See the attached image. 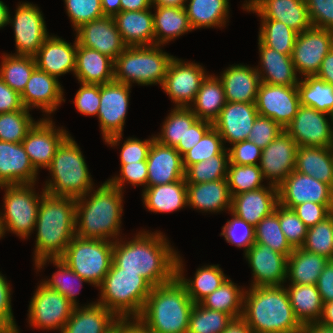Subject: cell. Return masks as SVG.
<instances>
[{"label": "cell", "instance_id": "obj_1", "mask_svg": "<svg viewBox=\"0 0 333 333\" xmlns=\"http://www.w3.org/2000/svg\"><path fill=\"white\" fill-rule=\"evenodd\" d=\"M159 231H141L130 241L113 242V262L121 272H137L153 287L176 277L178 252Z\"/></svg>", "mask_w": 333, "mask_h": 333}, {"label": "cell", "instance_id": "obj_2", "mask_svg": "<svg viewBox=\"0 0 333 333\" xmlns=\"http://www.w3.org/2000/svg\"><path fill=\"white\" fill-rule=\"evenodd\" d=\"M122 194L107 180L97 190L91 189L86 195L76 198V236L116 241L123 213Z\"/></svg>", "mask_w": 333, "mask_h": 333}, {"label": "cell", "instance_id": "obj_3", "mask_svg": "<svg viewBox=\"0 0 333 333\" xmlns=\"http://www.w3.org/2000/svg\"><path fill=\"white\" fill-rule=\"evenodd\" d=\"M194 304L175 277L152 288L141 314L134 321L148 333H187Z\"/></svg>", "mask_w": 333, "mask_h": 333}, {"label": "cell", "instance_id": "obj_4", "mask_svg": "<svg viewBox=\"0 0 333 333\" xmlns=\"http://www.w3.org/2000/svg\"><path fill=\"white\" fill-rule=\"evenodd\" d=\"M76 198L42 196L36 225L34 263L45 258H60L76 235Z\"/></svg>", "mask_w": 333, "mask_h": 333}, {"label": "cell", "instance_id": "obj_5", "mask_svg": "<svg viewBox=\"0 0 333 333\" xmlns=\"http://www.w3.org/2000/svg\"><path fill=\"white\" fill-rule=\"evenodd\" d=\"M241 318L254 333H301L303 328L284 285L245 290Z\"/></svg>", "mask_w": 333, "mask_h": 333}, {"label": "cell", "instance_id": "obj_6", "mask_svg": "<svg viewBox=\"0 0 333 333\" xmlns=\"http://www.w3.org/2000/svg\"><path fill=\"white\" fill-rule=\"evenodd\" d=\"M100 289L97 301L121 321H134L144 307L153 286L137 272H121L113 261Z\"/></svg>", "mask_w": 333, "mask_h": 333}, {"label": "cell", "instance_id": "obj_7", "mask_svg": "<svg viewBox=\"0 0 333 333\" xmlns=\"http://www.w3.org/2000/svg\"><path fill=\"white\" fill-rule=\"evenodd\" d=\"M47 169L52 179L45 182V193L79 198L94 188L85 158L70 134L57 147Z\"/></svg>", "mask_w": 333, "mask_h": 333}, {"label": "cell", "instance_id": "obj_8", "mask_svg": "<svg viewBox=\"0 0 333 333\" xmlns=\"http://www.w3.org/2000/svg\"><path fill=\"white\" fill-rule=\"evenodd\" d=\"M173 58L159 45L126 47L114 61V81L162 86Z\"/></svg>", "mask_w": 333, "mask_h": 333}, {"label": "cell", "instance_id": "obj_9", "mask_svg": "<svg viewBox=\"0 0 333 333\" xmlns=\"http://www.w3.org/2000/svg\"><path fill=\"white\" fill-rule=\"evenodd\" d=\"M76 274L98 287L113 260V242L74 236L60 257Z\"/></svg>", "mask_w": 333, "mask_h": 333}, {"label": "cell", "instance_id": "obj_10", "mask_svg": "<svg viewBox=\"0 0 333 333\" xmlns=\"http://www.w3.org/2000/svg\"><path fill=\"white\" fill-rule=\"evenodd\" d=\"M35 184L3 185L4 213H0V220L4 234L7 231L15 233L19 238L27 239L35 229L37 213L42 195L34 190ZM34 188V189H33ZM39 195V196H38Z\"/></svg>", "mask_w": 333, "mask_h": 333}, {"label": "cell", "instance_id": "obj_11", "mask_svg": "<svg viewBox=\"0 0 333 333\" xmlns=\"http://www.w3.org/2000/svg\"><path fill=\"white\" fill-rule=\"evenodd\" d=\"M130 85L112 81L100 85V106L98 119L105 142L118 146L123 135L127 115Z\"/></svg>", "mask_w": 333, "mask_h": 333}, {"label": "cell", "instance_id": "obj_12", "mask_svg": "<svg viewBox=\"0 0 333 333\" xmlns=\"http://www.w3.org/2000/svg\"><path fill=\"white\" fill-rule=\"evenodd\" d=\"M74 308L65 296L48 288L41 281L30 300L29 324L42 330L62 331Z\"/></svg>", "mask_w": 333, "mask_h": 333}, {"label": "cell", "instance_id": "obj_13", "mask_svg": "<svg viewBox=\"0 0 333 333\" xmlns=\"http://www.w3.org/2000/svg\"><path fill=\"white\" fill-rule=\"evenodd\" d=\"M332 48L331 30L312 26L299 33L291 55L296 72L304 77L316 75L323 59Z\"/></svg>", "mask_w": 333, "mask_h": 333}, {"label": "cell", "instance_id": "obj_14", "mask_svg": "<svg viewBox=\"0 0 333 333\" xmlns=\"http://www.w3.org/2000/svg\"><path fill=\"white\" fill-rule=\"evenodd\" d=\"M205 73L201 65L174 57L161 87L176 104L175 107L189 108L207 76Z\"/></svg>", "mask_w": 333, "mask_h": 333}, {"label": "cell", "instance_id": "obj_15", "mask_svg": "<svg viewBox=\"0 0 333 333\" xmlns=\"http://www.w3.org/2000/svg\"><path fill=\"white\" fill-rule=\"evenodd\" d=\"M13 18L9 12L8 24L14 27L17 55L34 56L49 36L42 12L34 4L20 2Z\"/></svg>", "mask_w": 333, "mask_h": 333}, {"label": "cell", "instance_id": "obj_16", "mask_svg": "<svg viewBox=\"0 0 333 333\" xmlns=\"http://www.w3.org/2000/svg\"><path fill=\"white\" fill-rule=\"evenodd\" d=\"M327 115L330 114L300 105L284 130L299 147H333V126L325 117Z\"/></svg>", "mask_w": 333, "mask_h": 333}, {"label": "cell", "instance_id": "obj_17", "mask_svg": "<svg viewBox=\"0 0 333 333\" xmlns=\"http://www.w3.org/2000/svg\"><path fill=\"white\" fill-rule=\"evenodd\" d=\"M300 105L297 86L260 83L255 101L257 112L283 129L293 120Z\"/></svg>", "mask_w": 333, "mask_h": 333}, {"label": "cell", "instance_id": "obj_18", "mask_svg": "<svg viewBox=\"0 0 333 333\" xmlns=\"http://www.w3.org/2000/svg\"><path fill=\"white\" fill-rule=\"evenodd\" d=\"M278 203L292 209L298 204L313 202L333 204V187L293 170L277 187Z\"/></svg>", "mask_w": 333, "mask_h": 333}, {"label": "cell", "instance_id": "obj_19", "mask_svg": "<svg viewBox=\"0 0 333 333\" xmlns=\"http://www.w3.org/2000/svg\"><path fill=\"white\" fill-rule=\"evenodd\" d=\"M298 147L284 130L262 150L259 167L269 185L278 187L295 170Z\"/></svg>", "mask_w": 333, "mask_h": 333}, {"label": "cell", "instance_id": "obj_20", "mask_svg": "<svg viewBox=\"0 0 333 333\" xmlns=\"http://www.w3.org/2000/svg\"><path fill=\"white\" fill-rule=\"evenodd\" d=\"M50 117L38 120L28 131L22 144L29 159L38 171L51 165L57 147L69 135L66 129H56Z\"/></svg>", "mask_w": 333, "mask_h": 333}, {"label": "cell", "instance_id": "obj_21", "mask_svg": "<svg viewBox=\"0 0 333 333\" xmlns=\"http://www.w3.org/2000/svg\"><path fill=\"white\" fill-rule=\"evenodd\" d=\"M243 9L262 20L280 21L298 34L312 27L305 0H249Z\"/></svg>", "mask_w": 333, "mask_h": 333}, {"label": "cell", "instance_id": "obj_22", "mask_svg": "<svg viewBox=\"0 0 333 333\" xmlns=\"http://www.w3.org/2000/svg\"><path fill=\"white\" fill-rule=\"evenodd\" d=\"M252 268L251 287L283 286L287 280V257L261 243H254L245 253Z\"/></svg>", "mask_w": 333, "mask_h": 333}, {"label": "cell", "instance_id": "obj_23", "mask_svg": "<svg viewBox=\"0 0 333 333\" xmlns=\"http://www.w3.org/2000/svg\"><path fill=\"white\" fill-rule=\"evenodd\" d=\"M75 31L79 45L97 50L113 61L127 47L112 16H104L84 23Z\"/></svg>", "mask_w": 333, "mask_h": 333}, {"label": "cell", "instance_id": "obj_24", "mask_svg": "<svg viewBox=\"0 0 333 333\" xmlns=\"http://www.w3.org/2000/svg\"><path fill=\"white\" fill-rule=\"evenodd\" d=\"M258 115L255 103L227 102L213 122V127L219 132L224 143L227 141L232 145L248 140Z\"/></svg>", "mask_w": 333, "mask_h": 333}, {"label": "cell", "instance_id": "obj_25", "mask_svg": "<svg viewBox=\"0 0 333 333\" xmlns=\"http://www.w3.org/2000/svg\"><path fill=\"white\" fill-rule=\"evenodd\" d=\"M146 161L147 186L169 184L185 178L183 158L174 147L154 139Z\"/></svg>", "mask_w": 333, "mask_h": 333}, {"label": "cell", "instance_id": "obj_26", "mask_svg": "<svg viewBox=\"0 0 333 333\" xmlns=\"http://www.w3.org/2000/svg\"><path fill=\"white\" fill-rule=\"evenodd\" d=\"M63 93L58 78L36 67L21 93V99L26 109L41 108L49 115L57 110L62 101L65 102Z\"/></svg>", "mask_w": 333, "mask_h": 333}, {"label": "cell", "instance_id": "obj_27", "mask_svg": "<svg viewBox=\"0 0 333 333\" xmlns=\"http://www.w3.org/2000/svg\"><path fill=\"white\" fill-rule=\"evenodd\" d=\"M37 172L22 143L0 140V186L35 184Z\"/></svg>", "mask_w": 333, "mask_h": 333}, {"label": "cell", "instance_id": "obj_28", "mask_svg": "<svg viewBox=\"0 0 333 333\" xmlns=\"http://www.w3.org/2000/svg\"><path fill=\"white\" fill-rule=\"evenodd\" d=\"M277 204L278 189L269 185L232 196L231 212L255 227Z\"/></svg>", "mask_w": 333, "mask_h": 333}, {"label": "cell", "instance_id": "obj_29", "mask_svg": "<svg viewBox=\"0 0 333 333\" xmlns=\"http://www.w3.org/2000/svg\"><path fill=\"white\" fill-rule=\"evenodd\" d=\"M122 321L98 302L74 308L61 333H114Z\"/></svg>", "mask_w": 333, "mask_h": 333}, {"label": "cell", "instance_id": "obj_30", "mask_svg": "<svg viewBox=\"0 0 333 333\" xmlns=\"http://www.w3.org/2000/svg\"><path fill=\"white\" fill-rule=\"evenodd\" d=\"M74 42L71 45L58 36L49 35L34 55L36 67L56 78L70 71L74 73L78 44L76 38Z\"/></svg>", "mask_w": 333, "mask_h": 333}, {"label": "cell", "instance_id": "obj_31", "mask_svg": "<svg viewBox=\"0 0 333 333\" xmlns=\"http://www.w3.org/2000/svg\"><path fill=\"white\" fill-rule=\"evenodd\" d=\"M227 102L255 103L261 83L256 67L236 64L228 67L219 76Z\"/></svg>", "mask_w": 333, "mask_h": 333}, {"label": "cell", "instance_id": "obj_32", "mask_svg": "<svg viewBox=\"0 0 333 333\" xmlns=\"http://www.w3.org/2000/svg\"><path fill=\"white\" fill-rule=\"evenodd\" d=\"M113 18L127 47L154 45V21L150 9L120 11Z\"/></svg>", "mask_w": 333, "mask_h": 333}, {"label": "cell", "instance_id": "obj_33", "mask_svg": "<svg viewBox=\"0 0 333 333\" xmlns=\"http://www.w3.org/2000/svg\"><path fill=\"white\" fill-rule=\"evenodd\" d=\"M261 68H256L261 83L297 86L299 80L291 55H285L263 45L258 40Z\"/></svg>", "mask_w": 333, "mask_h": 333}, {"label": "cell", "instance_id": "obj_34", "mask_svg": "<svg viewBox=\"0 0 333 333\" xmlns=\"http://www.w3.org/2000/svg\"><path fill=\"white\" fill-rule=\"evenodd\" d=\"M232 197L227 179L187 184V206L204 212L231 211Z\"/></svg>", "mask_w": 333, "mask_h": 333}, {"label": "cell", "instance_id": "obj_35", "mask_svg": "<svg viewBox=\"0 0 333 333\" xmlns=\"http://www.w3.org/2000/svg\"><path fill=\"white\" fill-rule=\"evenodd\" d=\"M74 75L80 83L105 84L114 81V61L97 50L77 44Z\"/></svg>", "mask_w": 333, "mask_h": 333}, {"label": "cell", "instance_id": "obj_36", "mask_svg": "<svg viewBox=\"0 0 333 333\" xmlns=\"http://www.w3.org/2000/svg\"><path fill=\"white\" fill-rule=\"evenodd\" d=\"M148 211L169 213L187 206V183L185 178L169 184L147 186L142 194Z\"/></svg>", "mask_w": 333, "mask_h": 333}, {"label": "cell", "instance_id": "obj_37", "mask_svg": "<svg viewBox=\"0 0 333 333\" xmlns=\"http://www.w3.org/2000/svg\"><path fill=\"white\" fill-rule=\"evenodd\" d=\"M295 171L333 187V147H298Z\"/></svg>", "mask_w": 333, "mask_h": 333}, {"label": "cell", "instance_id": "obj_38", "mask_svg": "<svg viewBox=\"0 0 333 333\" xmlns=\"http://www.w3.org/2000/svg\"><path fill=\"white\" fill-rule=\"evenodd\" d=\"M182 259L178 254L176 260V277L184 285L187 294L196 304L218 289L228 278L219 265H208L198 268L193 280L184 277Z\"/></svg>", "mask_w": 333, "mask_h": 333}, {"label": "cell", "instance_id": "obj_39", "mask_svg": "<svg viewBox=\"0 0 333 333\" xmlns=\"http://www.w3.org/2000/svg\"><path fill=\"white\" fill-rule=\"evenodd\" d=\"M330 259L295 248L287 259V278L291 284L316 285Z\"/></svg>", "mask_w": 333, "mask_h": 333}, {"label": "cell", "instance_id": "obj_40", "mask_svg": "<svg viewBox=\"0 0 333 333\" xmlns=\"http://www.w3.org/2000/svg\"><path fill=\"white\" fill-rule=\"evenodd\" d=\"M226 103L224 87L219 77L207 75L189 108L198 119L213 123Z\"/></svg>", "mask_w": 333, "mask_h": 333}, {"label": "cell", "instance_id": "obj_41", "mask_svg": "<svg viewBox=\"0 0 333 333\" xmlns=\"http://www.w3.org/2000/svg\"><path fill=\"white\" fill-rule=\"evenodd\" d=\"M152 7L156 8L153 14L154 45L161 46L193 30L184 7Z\"/></svg>", "mask_w": 333, "mask_h": 333}, {"label": "cell", "instance_id": "obj_42", "mask_svg": "<svg viewBox=\"0 0 333 333\" xmlns=\"http://www.w3.org/2000/svg\"><path fill=\"white\" fill-rule=\"evenodd\" d=\"M290 304L302 326L318 323L323 311V303L316 285L289 284L285 287Z\"/></svg>", "mask_w": 333, "mask_h": 333}, {"label": "cell", "instance_id": "obj_43", "mask_svg": "<svg viewBox=\"0 0 333 333\" xmlns=\"http://www.w3.org/2000/svg\"><path fill=\"white\" fill-rule=\"evenodd\" d=\"M184 6L190 25L197 28L223 27L229 18V0H188Z\"/></svg>", "mask_w": 333, "mask_h": 333}, {"label": "cell", "instance_id": "obj_44", "mask_svg": "<svg viewBox=\"0 0 333 333\" xmlns=\"http://www.w3.org/2000/svg\"><path fill=\"white\" fill-rule=\"evenodd\" d=\"M297 89L301 105L330 114L333 124V85L314 75L301 78Z\"/></svg>", "mask_w": 333, "mask_h": 333}, {"label": "cell", "instance_id": "obj_45", "mask_svg": "<svg viewBox=\"0 0 333 333\" xmlns=\"http://www.w3.org/2000/svg\"><path fill=\"white\" fill-rule=\"evenodd\" d=\"M47 261L52 262L58 268V270L52 274V278H49V280H44L42 283L45 284L48 288L55 290L65 296L74 307H77L79 305V303L76 301V294H79L77 288L78 286L82 288L83 282H89L83 279L80 275L76 274L71 268H69L61 258H45L39 260L35 264L37 271L38 269L40 270V268H42L47 263ZM76 280L78 283L75 282Z\"/></svg>", "mask_w": 333, "mask_h": 333}, {"label": "cell", "instance_id": "obj_46", "mask_svg": "<svg viewBox=\"0 0 333 333\" xmlns=\"http://www.w3.org/2000/svg\"><path fill=\"white\" fill-rule=\"evenodd\" d=\"M244 292L230 278H227L218 289L202 299L199 304L205 308L226 313L233 319L241 318Z\"/></svg>", "mask_w": 333, "mask_h": 333}, {"label": "cell", "instance_id": "obj_47", "mask_svg": "<svg viewBox=\"0 0 333 333\" xmlns=\"http://www.w3.org/2000/svg\"><path fill=\"white\" fill-rule=\"evenodd\" d=\"M198 120L190 108L175 107L166 117L161 134L155 135L159 143L170 146H185L187 130Z\"/></svg>", "mask_w": 333, "mask_h": 333}, {"label": "cell", "instance_id": "obj_48", "mask_svg": "<svg viewBox=\"0 0 333 333\" xmlns=\"http://www.w3.org/2000/svg\"><path fill=\"white\" fill-rule=\"evenodd\" d=\"M0 78L13 90L22 93L36 68L34 56L3 54Z\"/></svg>", "mask_w": 333, "mask_h": 333}, {"label": "cell", "instance_id": "obj_49", "mask_svg": "<svg viewBox=\"0 0 333 333\" xmlns=\"http://www.w3.org/2000/svg\"><path fill=\"white\" fill-rule=\"evenodd\" d=\"M298 33L286 24L275 20H261L258 40L275 51L292 55Z\"/></svg>", "mask_w": 333, "mask_h": 333}, {"label": "cell", "instance_id": "obj_50", "mask_svg": "<svg viewBox=\"0 0 333 333\" xmlns=\"http://www.w3.org/2000/svg\"><path fill=\"white\" fill-rule=\"evenodd\" d=\"M226 148L219 155L211 156L207 160L190 165L185 170L187 184H198L214 180L226 179L229 164V152Z\"/></svg>", "mask_w": 333, "mask_h": 333}, {"label": "cell", "instance_id": "obj_51", "mask_svg": "<svg viewBox=\"0 0 333 333\" xmlns=\"http://www.w3.org/2000/svg\"><path fill=\"white\" fill-rule=\"evenodd\" d=\"M255 243L266 245L287 258L293 252L294 249L290 246L280 228L278 204L270 215L264 217L255 226Z\"/></svg>", "mask_w": 333, "mask_h": 333}, {"label": "cell", "instance_id": "obj_52", "mask_svg": "<svg viewBox=\"0 0 333 333\" xmlns=\"http://www.w3.org/2000/svg\"><path fill=\"white\" fill-rule=\"evenodd\" d=\"M232 321L230 315L196 303L189 316L187 333H222Z\"/></svg>", "mask_w": 333, "mask_h": 333}, {"label": "cell", "instance_id": "obj_53", "mask_svg": "<svg viewBox=\"0 0 333 333\" xmlns=\"http://www.w3.org/2000/svg\"><path fill=\"white\" fill-rule=\"evenodd\" d=\"M226 179L231 197L264 187L259 165L228 164Z\"/></svg>", "mask_w": 333, "mask_h": 333}, {"label": "cell", "instance_id": "obj_54", "mask_svg": "<svg viewBox=\"0 0 333 333\" xmlns=\"http://www.w3.org/2000/svg\"><path fill=\"white\" fill-rule=\"evenodd\" d=\"M29 109H21L0 114V140L22 143L28 131L34 126Z\"/></svg>", "mask_w": 333, "mask_h": 333}, {"label": "cell", "instance_id": "obj_55", "mask_svg": "<svg viewBox=\"0 0 333 333\" xmlns=\"http://www.w3.org/2000/svg\"><path fill=\"white\" fill-rule=\"evenodd\" d=\"M301 248L333 260V213L325 220L308 228Z\"/></svg>", "mask_w": 333, "mask_h": 333}, {"label": "cell", "instance_id": "obj_56", "mask_svg": "<svg viewBox=\"0 0 333 333\" xmlns=\"http://www.w3.org/2000/svg\"><path fill=\"white\" fill-rule=\"evenodd\" d=\"M224 150L223 139L212 126L201 140L182 156L184 170L190 165L207 160L211 156L219 155Z\"/></svg>", "mask_w": 333, "mask_h": 333}, {"label": "cell", "instance_id": "obj_57", "mask_svg": "<svg viewBox=\"0 0 333 333\" xmlns=\"http://www.w3.org/2000/svg\"><path fill=\"white\" fill-rule=\"evenodd\" d=\"M230 213L233 217L222 227L220 236H224L227 243H231L238 248H245L244 252L246 253L255 243V227L231 211Z\"/></svg>", "mask_w": 333, "mask_h": 333}, {"label": "cell", "instance_id": "obj_58", "mask_svg": "<svg viewBox=\"0 0 333 333\" xmlns=\"http://www.w3.org/2000/svg\"><path fill=\"white\" fill-rule=\"evenodd\" d=\"M278 217L280 228L290 246L301 248L304 244L308 227L299 219L296 213L278 203Z\"/></svg>", "mask_w": 333, "mask_h": 333}, {"label": "cell", "instance_id": "obj_59", "mask_svg": "<svg viewBox=\"0 0 333 333\" xmlns=\"http://www.w3.org/2000/svg\"><path fill=\"white\" fill-rule=\"evenodd\" d=\"M74 30L84 23L104 17L101 0H64Z\"/></svg>", "mask_w": 333, "mask_h": 333}, {"label": "cell", "instance_id": "obj_60", "mask_svg": "<svg viewBox=\"0 0 333 333\" xmlns=\"http://www.w3.org/2000/svg\"><path fill=\"white\" fill-rule=\"evenodd\" d=\"M284 129L271 118L258 115L255 119L248 140L262 150L269 145Z\"/></svg>", "mask_w": 333, "mask_h": 333}, {"label": "cell", "instance_id": "obj_61", "mask_svg": "<svg viewBox=\"0 0 333 333\" xmlns=\"http://www.w3.org/2000/svg\"><path fill=\"white\" fill-rule=\"evenodd\" d=\"M120 171V177L115 176L108 180L120 191L123 190V184L127 181L133 186L144 185V189L147 187V161L121 164Z\"/></svg>", "mask_w": 333, "mask_h": 333}, {"label": "cell", "instance_id": "obj_62", "mask_svg": "<svg viewBox=\"0 0 333 333\" xmlns=\"http://www.w3.org/2000/svg\"><path fill=\"white\" fill-rule=\"evenodd\" d=\"M80 85L73 102L76 109L83 115L97 116L100 106V84Z\"/></svg>", "mask_w": 333, "mask_h": 333}, {"label": "cell", "instance_id": "obj_63", "mask_svg": "<svg viewBox=\"0 0 333 333\" xmlns=\"http://www.w3.org/2000/svg\"><path fill=\"white\" fill-rule=\"evenodd\" d=\"M11 288L0 272V333H19L11 307Z\"/></svg>", "mask_w": 333, "mask_h": 333}, {"label": "cell", "instance_id": "obj_64", "mask_svg": "<svg viewBox=\"0 0 333 333\" xmlns=\"http://www.w3.org/2000/svg\"><path fill=\"white\" fill-rule=\"evenodd\" d=\"M229 152V164L259 165L262 149L250 140H244L232 144L227 148ZM259 160V163L257 161Z\"/></svg>", "mask_w": 333, "mask_h": 333}, {"label": "cell", "instance_id": "obj_65", "mask_svg": "<svg viewBox=\"0 0 333 333\" xmlns=\"http://www.w3.org/2000/svg\"><path fill=\"white\" fill-rule=\"evenodd\" d=\"M313 27L333 31V0H305Z\"/></svg>", "mask_w": 333, "mask_h": 333}, {"label": "cell", "instance_id": "obj_66", "mask_svg": "<svg viewBox=\"0 0 333 333\" xmlns=\"http://www.w3.org/2000/svg\"><path fill=\"white\" fill-rule=\"evenodd\" d=\"M292 210L309 228L329 217L333 213V204L305 202L296 205Z\"/></svg>", "mask_w": 333, "mask_h": 333}, {"label": "cell", "instance_id": "obj_67", "mask_svg": "<svg viewBox=\"0 0 333 333\" xmlns=\"http://www.w3.org/2000/svg\"><path fill=\"white\" fill-rule=\"evenodd\" d=\"M155 137L144 141L137 138H128L124 141L121 153V164L136 163L140 161H146L150 146Z\"/></svg>", "mask_w": 333, "mask_h": 333}, {"label": "cell", "instance_id": "obj_68", "mask_svg": "<svg viewBox=\"0 0 333 333\" xmlns=\"http://www.w3.org/2000/svg\"><path fill=\"white\" fill-rule=\"evenodd\" d=\"M213 126V123L198 119L185 135V146H176L175 149L183 156L188 150L194 147L204 136V134Z\"/></svg>", "mask_w": 333, "mask_h": 333}, {"label": "cell", "instance_id": "obj_69", "mask_svg": "<svg viewBox=\"0 0 333 333\" xmlns=\"http://www.w3.org/2000/svg\"><path fill=\"white\" fill-rule=\"evenodd\" d=\"M21 94L11 89L0 78V114L24 109Z\"/></svg>", "mask_w": 333, "mask_h": 333}, {"label": "cell", "instance_id": "obj_70", "mask_svg": "<svg viewBox=\"0 0 333 333\" xmlns=\"http://www.w3.org/2000/svg\"><path fill=\"white\" fill-rule=\"evenodd\" d=\"M316 287L323 304L333 301V260H330L320 274Z\"/></svg>", "mask_w": 333, "mask_h": 333}, {"label": "cell", "instance_id": "obj_71", "mask_svg": "<svg viewBox=\"0 0 333 333\" xmlns=\"http://www.w3.org/2000/svg\"><path fill=\"white\" fill-rule=\"evenodd\" d=\"M316 76L324 80L326 83L333 85V48L323 59Z\"/></svg>", "mask_w": 333, "mask_h": 333}, {"label": "cell", "instance_id": "obj_72", "mask_svg": "<svg viewBox=\"0 0 333 333\" xmlns=\"http://www.w3.org/2000/svg\"><path fill=\"white\" fill-rule=\"evenodd\" d=\"M121 11H139L152 8V0H120Z\"/></svg>", "mask_w": 333, "mask_h": 333}, {"label": "cell", "instance_id": "obj_73", "mask_svg": "<svg viewBox=\"0 0 333 333\" xmlns=\"http://www.w3.org/2000/svg\"><path fill=\"white\" fill-rule=\"evenodd\" d=\"M222 333H254L242 318L233 319Z\"/></svg>", "mask_w": 333, "mask_h": 333}, {"label": "cell", "instance_id": "obj_74", "mask_svg": "<svg viewBox=\"0 0 333 333\" xmlns=\"http://www.w3.org/2000/svg\"><path fill=\"white\" fill-rule=\"evenodd\" d=\"M104 16L114 17L121 11L120 0H101Z\"/></svg>", "mask_w": 333, "mask_h": 333}, {"label": "cell", "instance_id": "obj_75", "mask_svg": "<svg viewBox=\"0 0 333 333\" xmlns=\"http://www.w3.org/2000/svg\"><path fill=\"white\" fill-rule=\"evenodd\" d=\"M114 333H148L143 330L135 321H122Z\"/></svg>", "mask_w": 333, "mask_h": 333}, {"label": "cell", "instance_id": "obj_76", "mask_svg": "<svg viewBox=\"0 0 333 333\" xmlns=\"http://www.w3.org/2000/svg\"><path fill=\"white\" fill-rule=\"evenodd\" d=\"M318 323L325 326L333 327V301L323 304L322 315Z\"/></svg>", "mask_w": 333, "mask_h": 333}, {"label": "cell", "instance_id": "obj_77", "mask_svg": "<svg viewBox=\"0 0 333 333\" xmlns=\"http://www.w3.org/2000/svg\"><path fill=\"white\" fill-rule=\"evenodd\" d=\"M301 333H333V327L319 323L306 324L303 326Z\"/></svg>", "mask_w": 333, "mask_h": 333}, {"label": "cell", "instance_id": "obj_78", "mask_svg": "<svg viewBox=\"0 0 333 333\" xmlns=\"http://www.w3.org/2000/svg\"><path fill=\"white\" fill-rule=\"evenodd\" d=\"M187 0H152V6L162 7H184Z\"/></svg>", "mask_w": 333, "mask_h": 333}, {"label": "cell", "instance_id": "obj_79", "mask_svg": "<svg viewBox=\"0 0 333 333\" xmlns=\"http://www.w3.org/2000/svg\"><path fill=\"white\" fill-rule=\"evenodd\" d=\"M8 14V7L0 0V28H3L8 24Z\"/></svg>", "mask_w": 333, "mask_h": 333}, {"label": "cell", "instance_id": "obj_80", "mask_svg": "<svg viewBox=\"0 0 333 333\" xmlns=\"http://www.w3.org/2000/svg\"><path fill=\"white\" fill-rule=\"evenodd\" d=\"M4 236L3 226L0 220V238Z\"/></svg>", "mask_w": 333, "mask_h": 333}]
</instances>
